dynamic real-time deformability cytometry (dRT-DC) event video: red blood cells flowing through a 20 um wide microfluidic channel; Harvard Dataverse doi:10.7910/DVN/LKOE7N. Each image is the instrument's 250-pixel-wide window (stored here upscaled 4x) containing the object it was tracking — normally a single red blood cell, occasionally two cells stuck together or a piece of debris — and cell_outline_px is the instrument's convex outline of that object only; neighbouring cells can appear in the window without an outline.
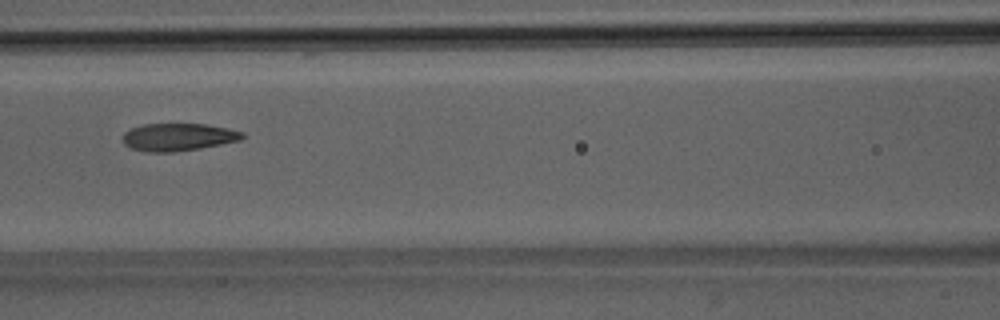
{"species": "Egyptian fruit bat (a non-hibernating species)", "species_latin": "Rousettus aegyptiacus", "temperature_condition": "room temperature", "stored_images_in_passage": 5, "camera_frame_rate_fps": 3000, "um_per_image_px": 0.085, "animal": {"sex": "male"}, "frame": {"image": 1, "passage_image": 5, "time_ms": 4.333, "image_size_px": [1000, 320], "cell_outline_px": [[244, 136], [240, 140], [200, 148], [172, 152], [148, 152], [132, 148], [124, 144], [124, 132], [132, 128], [144, 124], [204, 124], [244, 132]], "centroid_in_image_um": [15.13, 11.65], "position_along_channel_um": 151.5, "area_um2": 18.9}}